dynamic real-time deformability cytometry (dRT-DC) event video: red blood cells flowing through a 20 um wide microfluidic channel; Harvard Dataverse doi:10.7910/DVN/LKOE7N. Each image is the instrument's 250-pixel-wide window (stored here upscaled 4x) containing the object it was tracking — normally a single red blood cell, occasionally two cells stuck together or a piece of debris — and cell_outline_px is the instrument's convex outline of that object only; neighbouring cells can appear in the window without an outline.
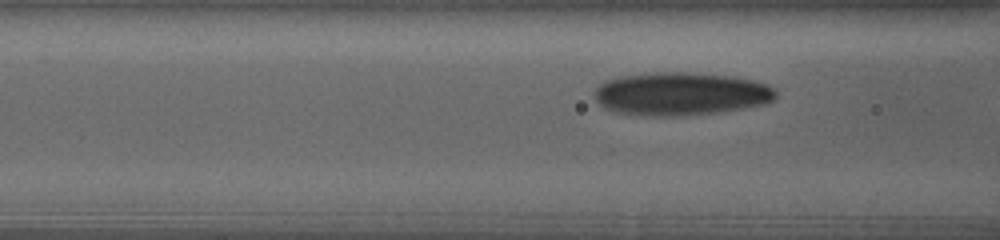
{"species": "human", "species_latin": "Homo sapiens", "temperature_condition": "warm", "stored_images_in_passage": 13, "camera_frame_rate_fps": 3000, "um_per_image_px": 0.085, "donor": {"sex": "female"}, "frame": {"image": 1, "passage_image": 8, "time_ms": 1.333, "image_size_px": [1000, 240], "cell_outline_px": [[776, 96], [772, 100], [764, 104], [716, 112], [664, 116], [652, 116], [620, 112], [608, 108], [600, 104], [596, 100], [592, 92], [604, 80], [620, 76], [652, 72], [688, 72], [736, 76], [768, 84], [776, 88]], "centroid_in_image_um": [57.87, 7.94], "position_along_channel_um": 108.7, "area_um2": 45.37}}